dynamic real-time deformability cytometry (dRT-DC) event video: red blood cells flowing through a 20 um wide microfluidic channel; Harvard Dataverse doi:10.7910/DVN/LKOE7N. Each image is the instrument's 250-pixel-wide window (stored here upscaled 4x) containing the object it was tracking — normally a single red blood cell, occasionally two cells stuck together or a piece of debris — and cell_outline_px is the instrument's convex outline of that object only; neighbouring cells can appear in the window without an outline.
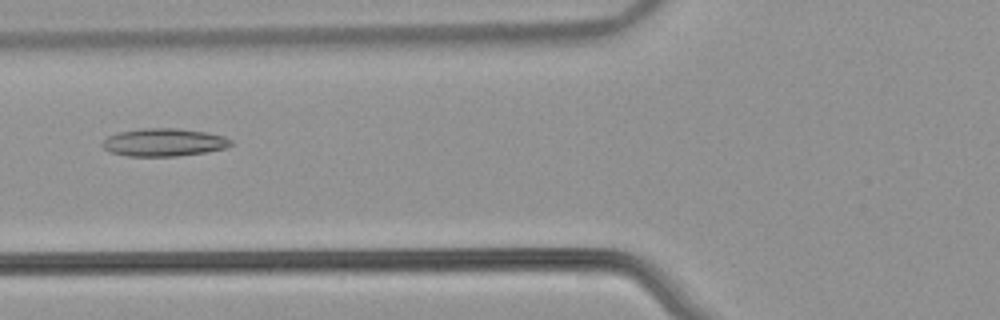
{"species": "common noctule bat (a hibernating species)", "species_latin": "Nyctalus noctula", "temperature_condition": "warm", "stored_images_in_passage": 53, "camera_frame_rate_fps": 3000, "um_per_image_px": 0.085, "animal": {"sex": "male", "body_mass_g": 21.5, "forearm_length_mm": 52.0}, "frame": {"image": 1, "passage_image": 21, "time_ms": 6.667, "image_size_px": [1000, 320], "cell_outline_px": [[232, 144], [224, 148], [208, 152], [176, 156], [128, 156], [112, 152], [104, 148], [100, 144], [108, 136], [116, 132], [140, 128], [176, 128], [208, 132], [224, 136], [232, 140]], "centroid_in_image_um": [13.93, 12.09], "position_along_channel_um": 111.9, "area_um2": 20.98}}
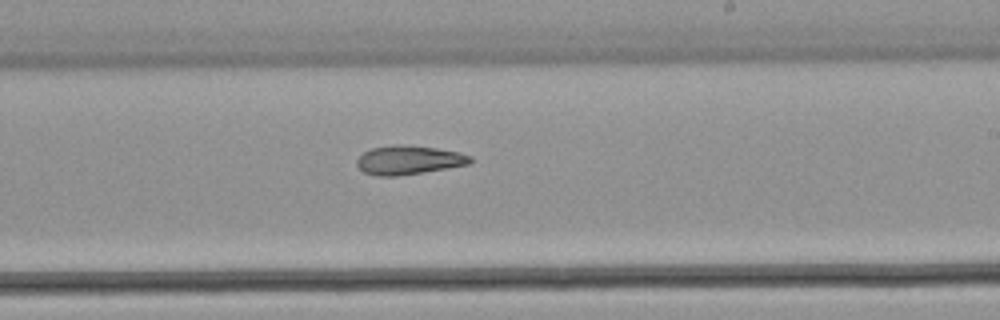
{"frame": {"image": 2, "passage_image": 32, "time_ms": 10.333, "image_size_px": [1000, 320], "cell_outline_px": [[472, 160], [468, 164], [396, 176], [380, 176], [364, 172], [356, 164], [356, 160], [364, 152], [372, 148], [392, 144], [400, 144], [436, 148], [460, 152], [472, 156]], "centroid_in_image_um": [34.72, 13.58], "position_along_channel_um": 254.3, "area_um2": 18.84}}
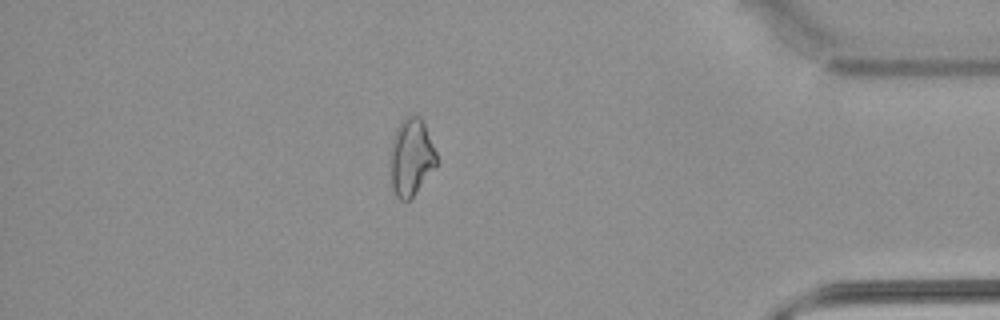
{"frame": {"image": 3, "passage_image": 46, "time_ms": 15.0, "image_size_px": [1000, 320], "cell_outline_px": [[436, 168], [416, 192], [408, 200], [400, 200], [396, 196], [392, 188], [388, 172], [388, 156], [392, 140], [396, 128], [400, 120], [404, 116], [420, 116], [424, 124], [436, 152]], "centroid_in_image_um": [34.89, 13.37], "position_along_channel_um": 400.3, "area_um2": 21.39}, "authors_computed_cell_mechanics": {"area_um2": 21.386, "velocity_mm_per_s": 3.8811, "shape_relaxation_time_tau1_ms": null, "shape_relaxation_time_tau2_ms": 10.0233, "deformation_change_tau1": null, "deformation_change_tau2": 0.2172}}